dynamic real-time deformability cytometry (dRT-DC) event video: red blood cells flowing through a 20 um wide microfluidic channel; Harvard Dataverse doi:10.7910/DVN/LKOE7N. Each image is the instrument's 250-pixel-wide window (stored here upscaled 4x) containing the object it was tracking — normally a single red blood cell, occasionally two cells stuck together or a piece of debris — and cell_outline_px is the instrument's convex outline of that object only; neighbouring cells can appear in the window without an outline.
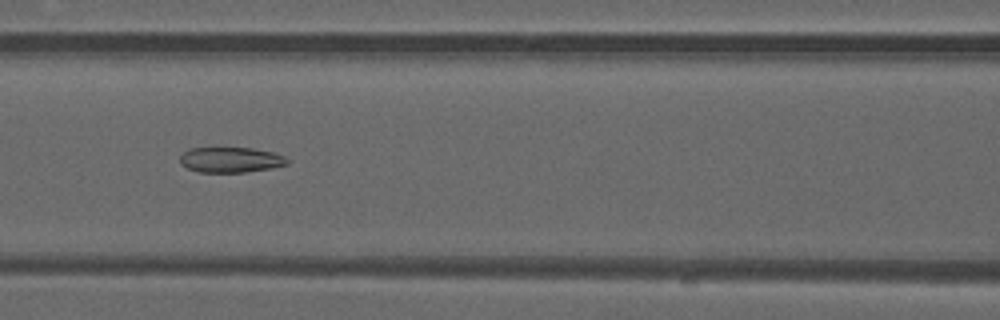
{"species": "common noctule bat (a hibernating species)", "species_latin": "Nyctalus noctula", "temperature_condition": "warm", "stored_images_in_passage": 38, "camera_frame_rate_fps": 3000, "um_per_image_px": 0.085, "animal": {"sex": "male", "forearm_length_mm": 52.5}, "frame": {"image": 1, "passage_image": 10, "time_ms": 3.0, "image_size_px": [1000, 320], "cell_outline_px": [[288, 164], [272, 168], [244, 172], [200, 172], [188, 168], [180, 164], [180, 156], [188, 148], [252, 148], [272, 152], [284, 156], [288, 160]], "centroid_in_image_um": [19.59, 13.58], "position_along_channel_um": 147.0, "area_um2": 15.78}}
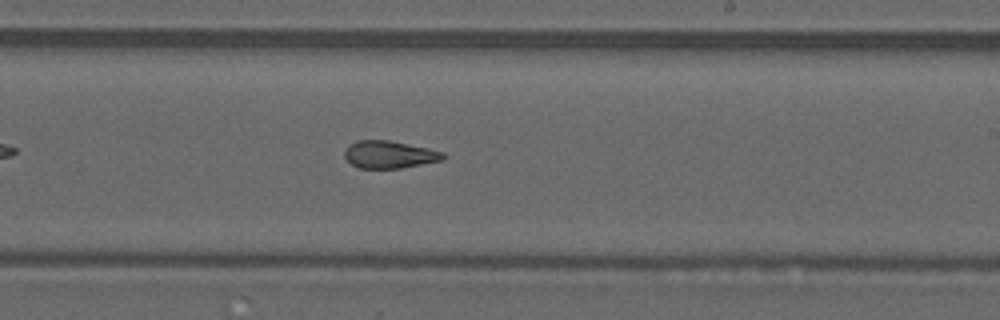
{"frame": {"image": 2, "passage_image": 18, "time_ms": 5.667, "image_size_px": [1000, 320], "cell_outline_px": [[448, 156], [440, 160], [400, 168], [360, 168], [352, 164], [344, 156], [344, 152], [348, 144], [356, 140], [388, 140], [428, 148], [444, 152]], "centroid_in_image_um": [33.07, 13.12], "position_along_channel_um": 255.9, "area_um2": 15.66}}
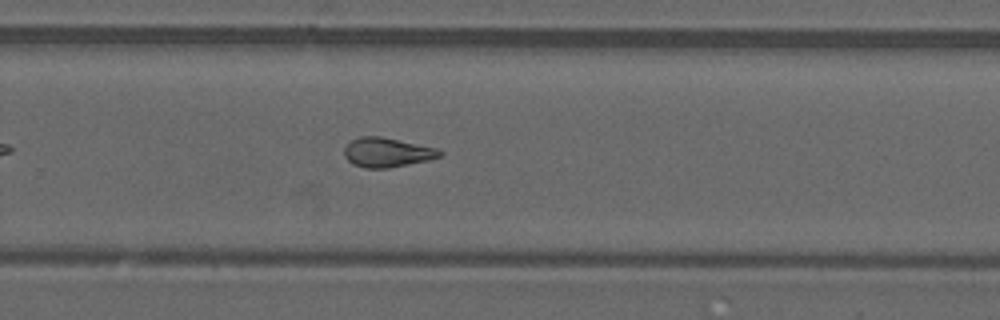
{"frame": {"image": 3, "passage_image": 21, "time_ms": 6.667, "image_size_px": [1000, 320], "cell_outline_px": [[444, 152], [440, 156], [428, 160], [388, 168], [364, 168], [352, 164], [344, 156], [344, 148], [352, 140], [360, 136], [380, 136], [436, 148]], "centroid_in_image_um": [32.87, 12.96], "position_along_channel_um": 296.9, "area_um2": 16.24}, "authors_computed_cell_mechanics": {"area_um2": 16.6464, "velocity_mm_per_s": 4.1033, "shape_relaxation_time_tau1_ms": null, "shape_relaxation_time_tau2_ms": 2.7362, "deformation_change_tau1": null, "deformation_change_tau2": 0.1082}}